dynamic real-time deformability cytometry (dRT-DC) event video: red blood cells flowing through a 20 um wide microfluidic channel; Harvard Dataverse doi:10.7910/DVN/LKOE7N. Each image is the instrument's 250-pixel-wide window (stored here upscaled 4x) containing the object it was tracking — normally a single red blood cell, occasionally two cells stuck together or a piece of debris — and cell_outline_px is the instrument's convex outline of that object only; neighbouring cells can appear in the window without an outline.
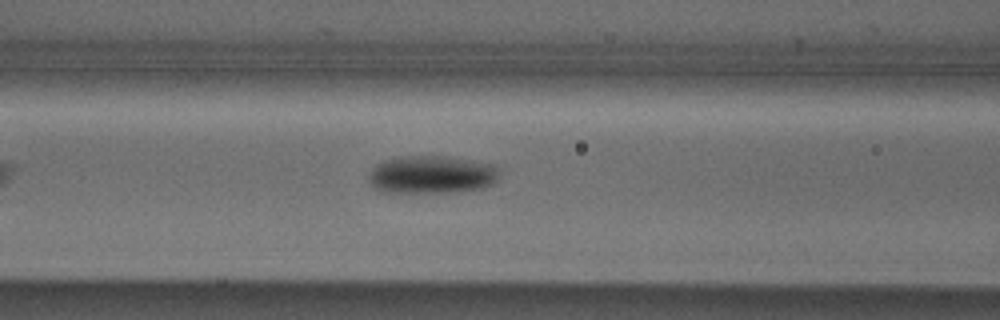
{"species": "Egyptian fruit bat (a non-hibernating species)", "species_latin": "Rousettus aegyptiacus", "temperature_condition": "cold", "stored_images_in_passage": 30, "camera_frame_rate_fps": 3000, "um_per_image_px": 0.085, "animal": {"sex": "male"}, "frame": {"image": 1, "passage_image": 6, "time_ms": 1.667, "image_size_px": [1000, 320], "cell_outline_px": [[500, 176], [492, 184], [480, 188], [448, 192], [380, 192], [372, 188], [368, 180], [368, 176], [372, 168], [376, 164], [384, 160], [400, 156], [444, 156], [492, 164], [500, 168]], "centroid_in_image_um": [36.65, 14.84], "position_along_channel_um": 130.0, "area_um2": 29.02}}
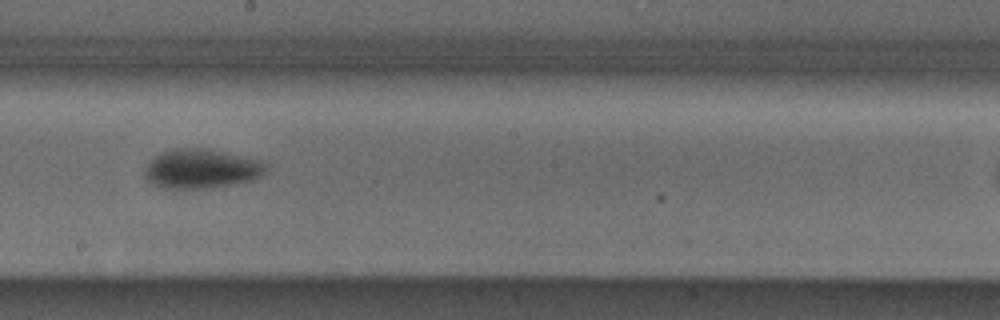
{"frame": {"image": 2, "passage_image": 14, "time_ms": 4.333, "image_size_px": [1000, 320], "cell_outline_px": [[268, 168], [260, 176], [252, 180], [212, 188], [160, 188], [152, 184], [144, 176], [144, 168], [160, 152], [172, 148], [208, 148], [268, 160]], "centroid_in_image_um": [17.17, 14.32], "position_along_channel_um": 231.0, "area_um2": 28.44}}
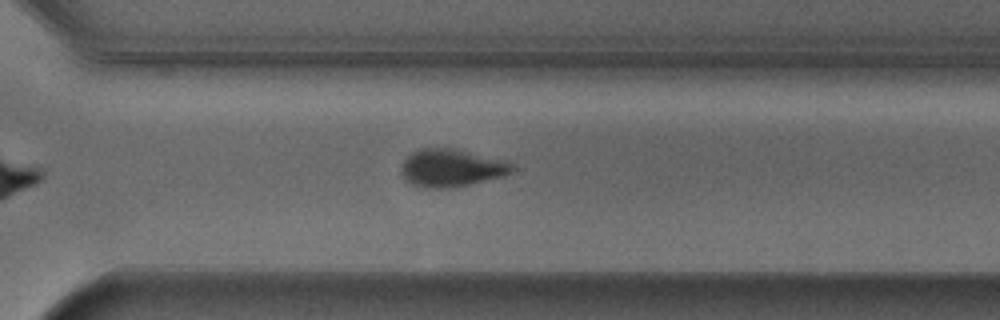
{"frame": {"image": 3, "passage_image": 22, "time_ms": 7.0, "image_size_px": [1000, 320], "cell_outline_px": [[516, 168], [512, 172], [504, 176], [452, 188], [424, 188], [412, 184], [400, 172], [404, 160], [412, 152], [420, 148], [456, 148], [508, 160], [516, 164]], "centroid_in_image_um": [38.45, 14.26], "position_along_channel_um": 332.2, "area_um2": 24.74}}